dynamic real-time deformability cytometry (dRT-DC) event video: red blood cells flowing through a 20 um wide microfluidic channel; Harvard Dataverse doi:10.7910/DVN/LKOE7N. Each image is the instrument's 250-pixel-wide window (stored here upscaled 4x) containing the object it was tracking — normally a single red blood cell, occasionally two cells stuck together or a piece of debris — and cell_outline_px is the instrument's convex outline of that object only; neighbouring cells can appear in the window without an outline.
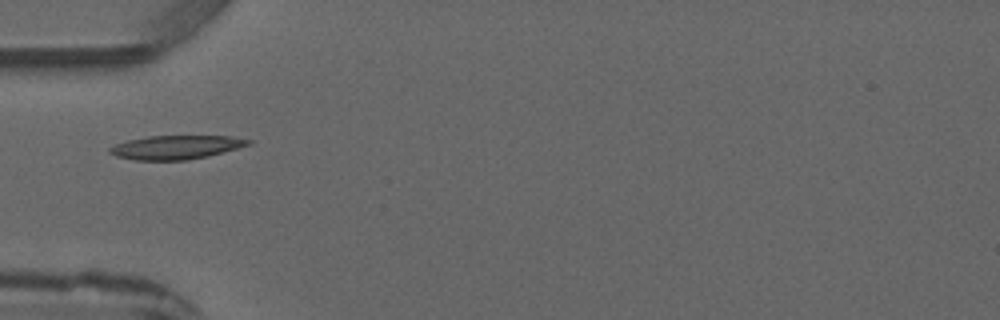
{"species": "common noctule bat (a hibernating species)", "species_latin": "Nyctalus noctula", "temperature_condition": "warm", "stored_images_in_passage": 4, "camera_frame_rate_fps": 3000, "um_per_image_px": 0.085, "animal": {"sex": "male", "forearm_length_mm": 52.5}, "frame": {"image": 1, "passage_image": 4, "time_ms": 3.333, "image_size_px": [1000, 320], "cell_outline_px": [[252, 144], [208, 156], [188, 160], [136, 160], [116, 156], [108, 152], [108, 148], [116, 144], [128, 140], [148, 136], [232, 136], [252, 140]], "centroid_in_image_um": [14.97, 12.51], "position_along_channel_um": 70.0, "area_um2": 19.19}}